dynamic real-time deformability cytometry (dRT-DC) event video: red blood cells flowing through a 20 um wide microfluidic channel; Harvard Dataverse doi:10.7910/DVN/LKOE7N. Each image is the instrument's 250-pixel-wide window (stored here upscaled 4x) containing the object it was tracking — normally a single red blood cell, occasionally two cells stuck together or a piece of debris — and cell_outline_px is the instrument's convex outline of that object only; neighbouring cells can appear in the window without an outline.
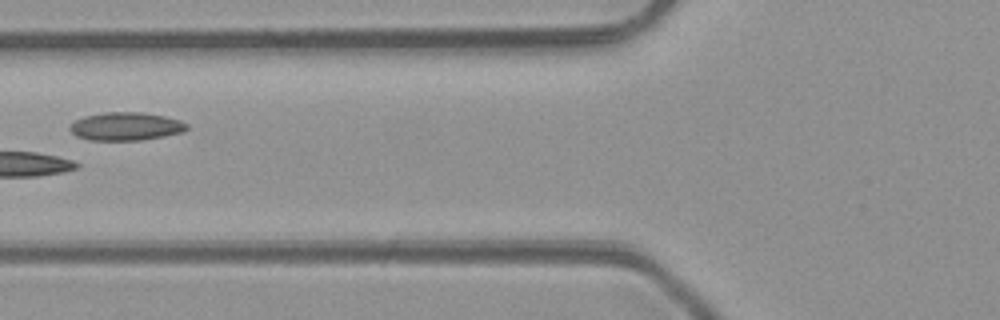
{"species": "common noctule bat (a hibernating species)", "species_latin": "Nyctalus noctula", "temperature_condition": "room temperature", "stored_images_in_passage": 3, "camera_frame_rate_fps": 3000, "um_per_image_px": 0.085, "animal": {"sex": "male", "body_mass_g": 23.1, "forearm_length_mm": 52.7}, "frame": {"image": 1, "passage_image": 3, "time_ms": 2.0, "image_size_px": [1000, 320], "cell_outline_px": [[188, 128], [184, 132], [164, 136], [140, 140], [88, 140], [76, 136], [68, 128], [76, 120], [84, 116], [104, 112], [144, 112], [164, 116], [180, 120], [188, 124]], "centroid_in_image_um": [10.71, 10.74], "position_along_channel_um": 115.1, "area_um2": 19.25}}